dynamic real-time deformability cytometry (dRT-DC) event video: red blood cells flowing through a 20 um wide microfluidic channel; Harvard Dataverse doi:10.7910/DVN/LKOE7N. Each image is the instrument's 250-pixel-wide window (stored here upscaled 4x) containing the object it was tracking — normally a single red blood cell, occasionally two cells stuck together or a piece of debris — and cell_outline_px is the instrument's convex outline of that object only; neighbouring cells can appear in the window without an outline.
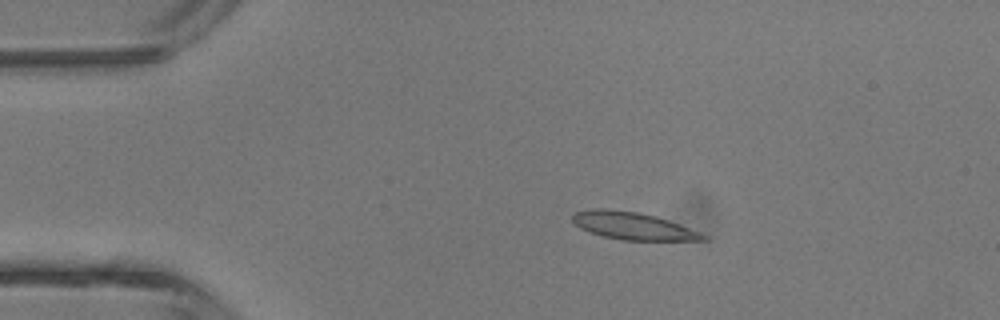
{"species": "common noctule bat (a hibernating species)", "species_latin": "Nyctalus noctula", "temperature_condition": "room temperature", "stored_images_in_passage": 4, "camera_frame_rate_fps": 3000, "um_per_image_px": 0.085, "animal": {"sex": "male", "body_mass_g": 13.3}, "frame": {"image": 1, "passage_image": 3, "time_ms": 2.333, "image_size_px": [1000, 320], "cell_outline_px": [[708, 240], [620, 240], [604, 236], [580, 228], [572, 220], [572, 216], [576, 212], [600, 208], [604, 208], [640, 212], [656, 216], [668, 220], [708, 236]], "centroid_in_image_um": [53.8, 19.2], "position_along_channel_um": 31.2, "area_um2": 20.52}}